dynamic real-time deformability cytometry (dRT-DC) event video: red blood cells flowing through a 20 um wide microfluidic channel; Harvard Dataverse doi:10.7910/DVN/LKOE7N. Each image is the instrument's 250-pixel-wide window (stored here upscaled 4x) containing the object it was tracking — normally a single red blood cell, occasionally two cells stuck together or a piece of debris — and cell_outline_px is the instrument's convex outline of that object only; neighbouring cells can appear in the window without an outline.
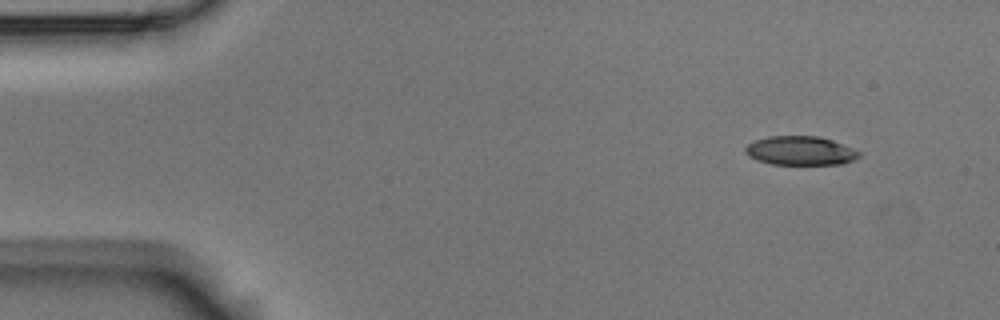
{"species": "Egyptian fruit bat (a non-hibernating species)", "species_latin": "Rousettus aegyptiacus", "temperature_condition": "room temperature", "stored_images_in_passage": 4, "camera_frame_rate_fps": 3000, "um_per_image_px": 0.085, "animal": {"sex": "male"}, "frame": {"image": 1, "passage_image": 1, "time_ms": 0.0, "image_size_px": [1000, 320], "cell_outline_px": [[860, 156], [852, 160], [840, 164], [772, 164], [756, 160], [748, 156], [744, 152], [744, 148], [748, 144], [756, 140], [768, 136], [820, 136], [832, 140], [852, 148], [860, 152]], "centroid_in_image_um": [68.0, 12.8], "position_along_channel_um": 17.0, "area_um2": 19.13}}
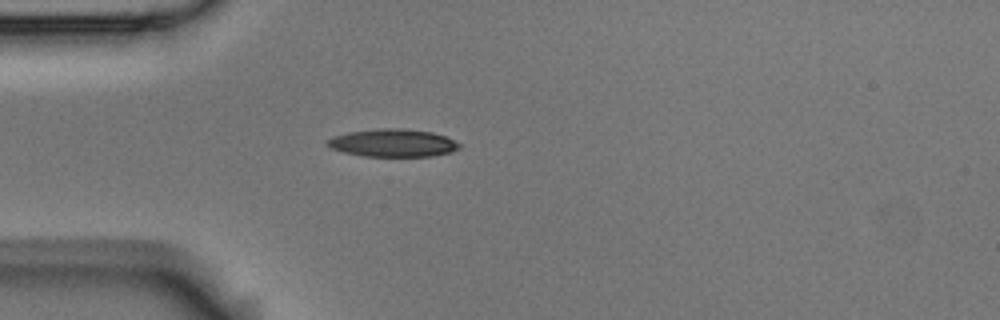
{"frame": {"image": 2, "passage_image": 4, "time_ms": 1.0, "image_size_px": [1000, 320], "cell_outline_px": [[460, 148], [452, 152], [432, 156], [364, 156], [344, 152], [332, 148], [324, 144], [332, 136], [348, 132], [380, 128], [400, 128], [432, 132], [444, 136], [460, 144]], "centroid_in_image_um": [33.38, 12.15], "position_along_channel_um": 51.6, "area_um2": 21.27}}